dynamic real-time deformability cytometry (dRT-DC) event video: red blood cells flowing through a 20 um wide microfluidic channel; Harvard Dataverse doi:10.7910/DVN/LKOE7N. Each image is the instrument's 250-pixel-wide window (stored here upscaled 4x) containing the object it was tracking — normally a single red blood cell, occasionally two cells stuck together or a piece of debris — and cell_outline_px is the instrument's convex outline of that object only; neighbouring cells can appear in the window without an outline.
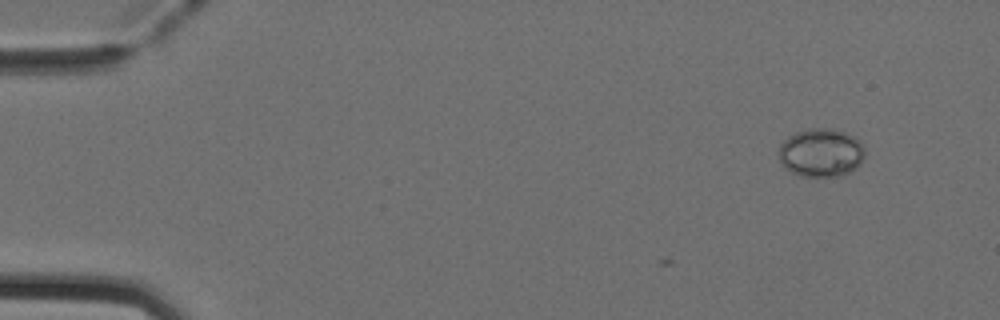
{"species": "Egyptian fruit bat (a non-hibernating species)", "species_latin": "Rousettus aegyptiacus", "temperature_condition": "cold", "stored_images_in_passage": 8, "camera_frame_rate_fps": 3000, "um_per_image_px": 0.085, "animal": {"sex": "female"}, "frame": {"image": 1, "passage_image": 1, "time_ms": 0.0, "image_size_px": [1000, 320], "cell_outline_px": [[864, 156], [860, 164], [856, 168], [840, 176], [800, 176], [792, 172], [780, 164], [780, 144], [788, 136], [796, 132], [808, 128], [832, 128], [844, 132], [860, 140], [864, 144]], "centroid_in_image_um": [69.8, 12.97], "position_along_channel_um": 15.2, "area_um2": 24.39}}